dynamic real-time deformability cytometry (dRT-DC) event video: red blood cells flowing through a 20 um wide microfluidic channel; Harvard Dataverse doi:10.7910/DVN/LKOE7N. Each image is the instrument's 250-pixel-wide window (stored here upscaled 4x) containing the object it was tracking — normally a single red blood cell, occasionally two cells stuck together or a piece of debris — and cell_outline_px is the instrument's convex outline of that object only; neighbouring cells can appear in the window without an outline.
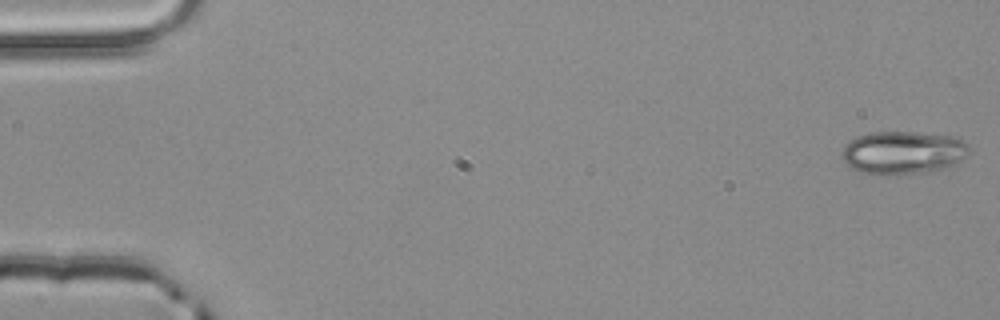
{"species": "common noctule bat (a hibernating species)", "species_latin": "Nyctalus noctula", "temperature_condition": "room temperature", "stored_images_in_passage": 4, "camera_frame_rate_fps": 3000, "um_per_image_px": 0.085, "animal": {"sex": "male", "body_mass_g": 20.4}, "frame": {"image": 1, "passage_image": 1, "time_ms": 0.0, "image_size_px": [1000, 320], "cell_outline_px": [[972, 148], [964, 160], [940, 168], [920, 172], [860, 172], [852, 168], [840, 156], [840, 152], [844, 144], [860, 136], [872, 132], [916, 132], [952, 136], [968, 144]], "centroid_in_image_um": [76.77, 12.92], "position_along_channel_um": 8.2, "area_um2": 31.04}}